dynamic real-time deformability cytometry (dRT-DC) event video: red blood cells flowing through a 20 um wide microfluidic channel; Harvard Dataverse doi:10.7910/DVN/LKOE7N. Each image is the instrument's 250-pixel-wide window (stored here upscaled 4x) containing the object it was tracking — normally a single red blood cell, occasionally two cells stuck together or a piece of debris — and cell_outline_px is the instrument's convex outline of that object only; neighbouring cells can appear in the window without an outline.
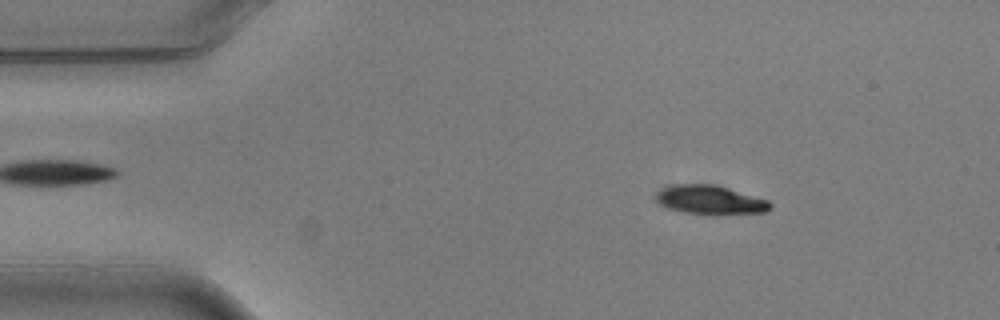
{"species": "common noctule bat (a hibernating species)", "species_latin": "Nyctalus noctula", "temperature_condition": "warm", "stored_images_in_passage": 4, "camera_frame_rate_fps": 3000, "um_per_image_px": 0.085, "animal": {"sex": "male", "body_mass_g": 20.5, "forearm_length_mm": 52.5}, "frame": {"image": 1, "passage_image": 2, "time_ms": 0.333, "image_size_px": [1000, 320], "cell_outline_px": [[772, 208], [764, 212], [708, 216], [684, 212], [668, 208], [660, 204], [656, 200], [656, 192], [664, 188], [676, 184], [716, 184], [768, 200], [772, 204]], "centroid_in_image_um": [60.38, 17.01], "position_along_channel_um": 24.6, "area_um2": 19.59}}